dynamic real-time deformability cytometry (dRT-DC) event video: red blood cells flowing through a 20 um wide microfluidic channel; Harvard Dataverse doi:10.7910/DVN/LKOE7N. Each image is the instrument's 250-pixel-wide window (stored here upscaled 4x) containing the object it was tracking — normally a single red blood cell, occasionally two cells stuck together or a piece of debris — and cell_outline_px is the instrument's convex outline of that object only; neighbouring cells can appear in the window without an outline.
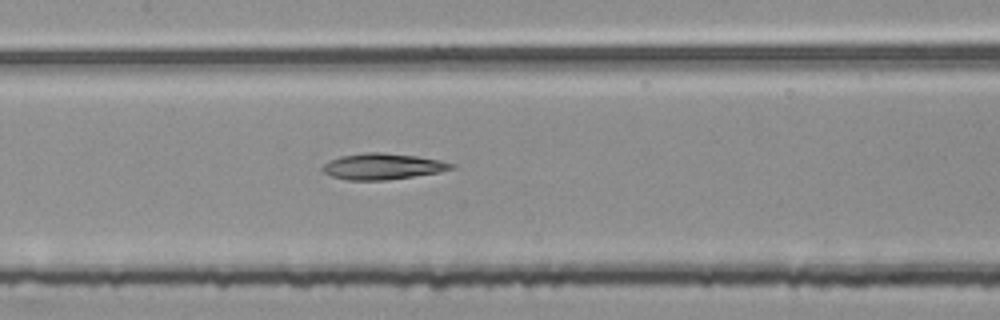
{"species": "common noctule bat (a hibernating species)", "species_latin": "Nyctalus noctula", "temperature_condition": "room temperature", "stored_images_in_passage": 49, "segment_of_instrument_passage": [2, 2], "camera_frame_rate_fps": 3000, "um_per_image_px": 0.085, "animal": {"sex": "female", "body_mass_g": 25.1}, "frame": {"image": 1, "passage_image": 26, "time_ms": 8.333, "image_size_px": [1000, 320], "cell_outline_px": [[456, 168], [440, 172], [384, 180], [348, 180], [332, 176], [324, 172], [320, 168], [328, 160], [340, 156], [364, 152], [384, 152], [416, 156], [440, 160], [456, 164]], "centroid_in_image_um": [32.52, 14.13], "position_along_channel_um": 174.9, "area_um2": 19.65}}
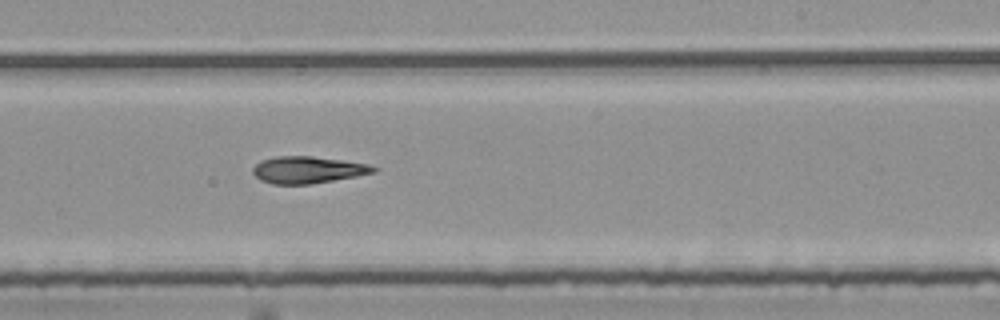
{"frame": {"image": 2, "passage_image": 33, "time_ms": 10.667, "image_size_px": [1000, 320], "cell_outline_px": [[380, 168], [376, 172], [356, 176], [312, 184], [272, 184], [260, 180], [252, 172], [252, 168], [260, 160], [276, 156], [312, 156], [368, 164]], "centroid_in_image_um": [26.15, 14.44], "position_along_channel_um": 262.8, "area_um2": 18.96}}
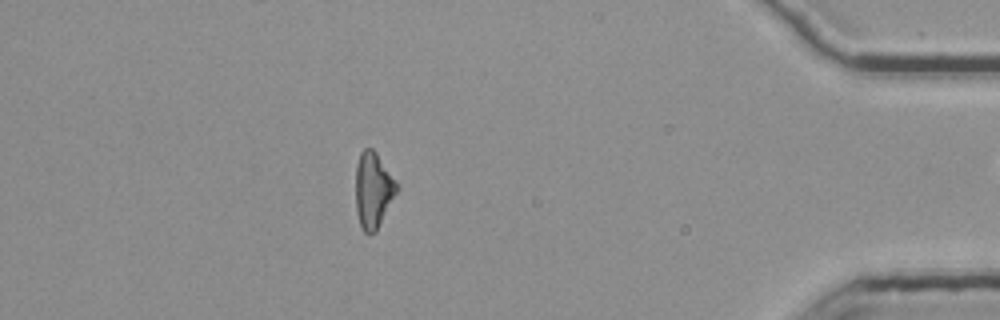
{"frame": {"image": 3, "passage_image": 48, "time_ms": 15.667, "image_size_px": [1000, 320], "cell_outline_px": [[400, 188], [376, 232], [364, 232], [360, 224], [356, 212], [356, 164], [360, 152], [364, 148], [372, 148], [376, 152], [396, 180]], "centroid_in_image_um": [31.74, 16.14], "position_along_channel_um": 403.5, "area_um2": 18.32}}